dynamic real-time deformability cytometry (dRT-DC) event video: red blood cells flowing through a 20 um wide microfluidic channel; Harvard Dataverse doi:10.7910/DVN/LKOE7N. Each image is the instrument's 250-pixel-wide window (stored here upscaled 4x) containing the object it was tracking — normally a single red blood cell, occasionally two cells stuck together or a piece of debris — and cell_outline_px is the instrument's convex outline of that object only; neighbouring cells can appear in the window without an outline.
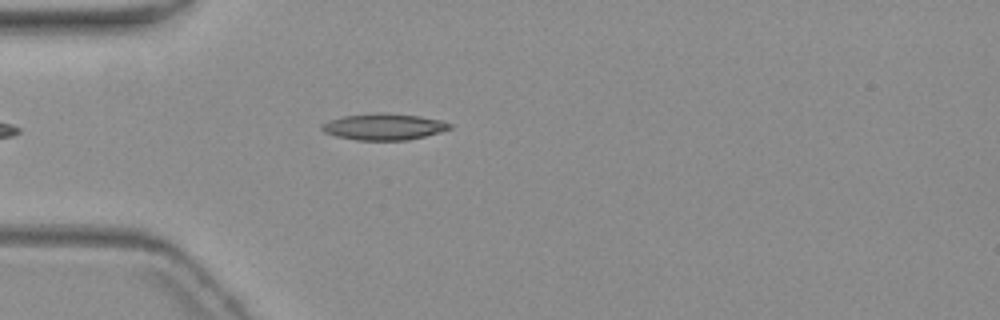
{"species": "common noctule bat (a hibernating species)", "species_latin": "Nyctalus noctula", "temperature_condition": "warm", "stored_images_in_passage": 4, "camera_frame_rate_fps": 3000, "um_per_image_px": 0.085, "animal": {"sex": "female", "body_mass_g": 19.3, "forearm_length_mm": 54.1}, "frame": {"image": 1, "passage_image": 4, "time_ms": 3.667, "image_size_px": [1000, 320], "cell_outline_px": [[452, 128], [440, 132], [408, 140], [356, 140], [336, 136], [324, 132], [320, 128], [328, 120], [344, 116], [376, 112], [420, 116], [440, 120], [452, 124]], "centroid_in_image_um": [32.63, 10.77], "position_along_channel_um": 52.4, "area_um2": 19.59}}